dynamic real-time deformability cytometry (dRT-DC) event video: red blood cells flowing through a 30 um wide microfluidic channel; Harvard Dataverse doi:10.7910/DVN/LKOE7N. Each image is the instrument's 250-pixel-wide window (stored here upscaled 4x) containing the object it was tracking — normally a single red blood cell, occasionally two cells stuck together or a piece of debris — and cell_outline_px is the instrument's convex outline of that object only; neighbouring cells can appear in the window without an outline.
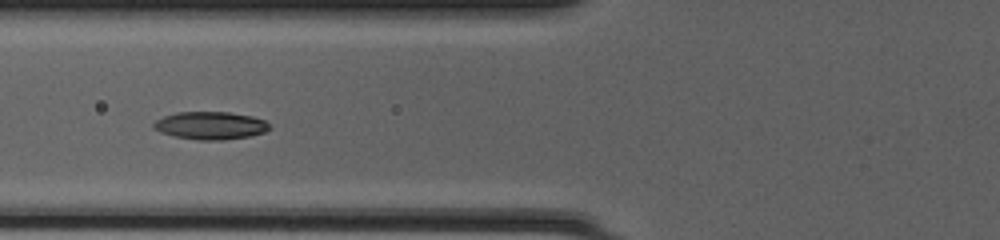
{"species": "common noctule bat (a hibernating species)", "species_latin": "Nyctalus noctula", "temperature_condition": "cold", "stored_images_in_passage": 37, "camera_frame_rate_fps": 3000, "um_per_image_px": 0.085, "animal": {"sex": "female", "body_mass_g": 20.0, "forearm_length_mm": 54.0}, "frame": {"image": 1, "passage_image": 8, "time_ms": 2.333, "image_size_px": [1000, 240], "cell_outline_px": [[272, 128], [264, 132], [252, 136], [224, 140], [196, 140], [172, 136], [160, 132], [152, 128], [152, 124], [156, 120], [164, 116], [176, 112], [228, 112], [252, 116], [264, 120]], "centroid_in_image_um": [17.87, 10.68], "position_along_channel_um": 107.9, "area_um2": 18.96}}
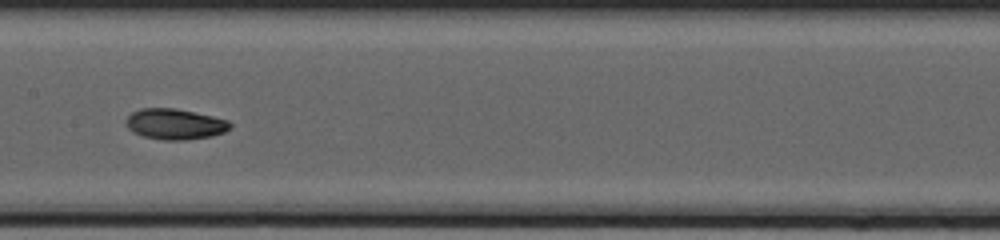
{"frame": {"image": 2, "passage_image": 14, "time_ms": 4.333, "image_size_px": [1000, 240], "cell_outline_px": [[232, 128], [224, 132], [212, 136], [184, 140], [164, 140], [144, 136], [132, 132], [128, 128], [124, 120], [132, 112], [140, 108], [176, 108], [212, 116], [228, 120], [232, 124]], "centroid_in_image_um": [14.87, 10.54], "position_along_channel_um": 192.5, "area_um2": 18.73}}
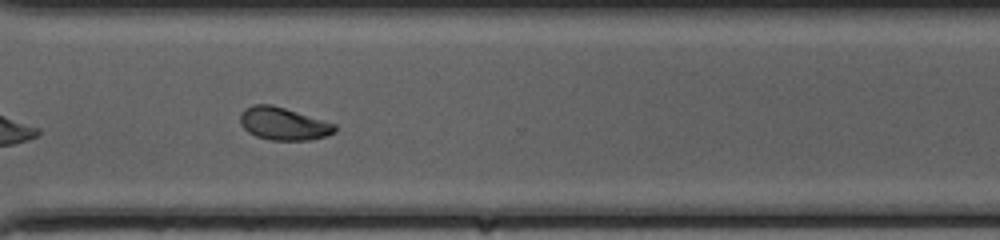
{"frame": {"image": 3, "passage_image": 25, "time_ms": 8.0, "image_size_px": [1000, 240], "cell_outline_px": [[336, 132], [312, 140], [268, 140], [256, 136], [248, 132], [240, 124], [240, 112], [244, 108], [252, 104], [272, 104], [336, 124]], "centroid_in_image_um": [24.06, 10.51], "position_along_channel_um": 346.5, "area_um2": 18.15}, "authors_computed_cell_mechanics": {"area_um2": 18.1492, "velocity_mm_per_s": 4.2137, "shape_relaxation_time_tau1_ms": 4.1748, "shape_relaxation_time_tau2_ms": 3.1667, "deformation_change_tau1": 0.1382, "deformation_change_tau2": 0.0699}}